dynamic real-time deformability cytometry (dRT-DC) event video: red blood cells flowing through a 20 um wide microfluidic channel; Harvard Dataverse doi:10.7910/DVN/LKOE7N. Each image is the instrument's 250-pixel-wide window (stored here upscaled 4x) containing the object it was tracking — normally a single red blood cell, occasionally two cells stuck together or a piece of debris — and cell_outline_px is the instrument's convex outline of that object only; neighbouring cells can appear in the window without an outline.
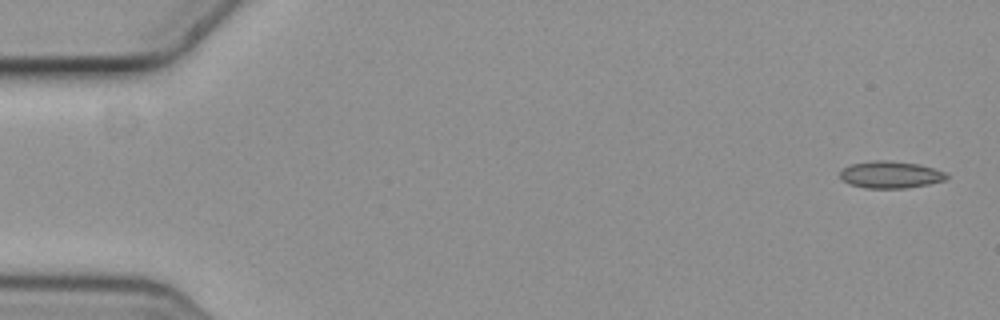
{"species": "common noctule bat (a hibernating species)", "species_latin": "Nyctalus noctula", "temperature_condition": "cold", "stored_images_in_passage": 4, "camera_frame_rate_fps": 3000, "um_per_image_px": 0.085, "animal": {"sex": "female", "body_mass_g": 19.3, "forearm_length_mm": 54.1}, "frame": {"image": 1, "passage_image": 1, "time_ms": 0.0, "image_size_px": [1000, 320], "cell_outline_px": [[948, 176], [944, 180], [928, 184], [904, 188], [864, 188], [852, 184], [844, 180], [840, 176], [840, 172], [844, 168], [852, 164], [876, 160], [888, 160], [920, 164], [948, 172]], "centroid_in_image_um": [75.74, 14.84], "position_along_channel_um": 9.3, "area_um2": 16.65}}